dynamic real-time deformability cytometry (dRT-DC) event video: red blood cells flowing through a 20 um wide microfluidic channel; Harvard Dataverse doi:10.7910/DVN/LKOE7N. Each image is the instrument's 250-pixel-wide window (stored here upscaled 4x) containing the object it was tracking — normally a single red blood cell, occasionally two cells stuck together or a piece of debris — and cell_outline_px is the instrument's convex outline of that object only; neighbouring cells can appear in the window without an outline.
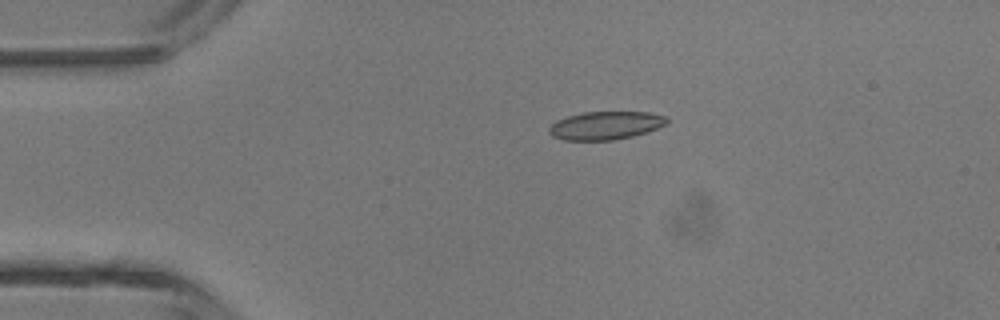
{"species": "common noctule bat (a hibernating species)", "species_latin": "Nyctalus noctula", "temperature_condition": "room temperature", "stored_images_in_passage": 4, "camera_frame_rate_fps": 3000, "um_per_image_px": 0.085, "animal": {"sex": "male", "body_mass_g": 13.3}, "frame": {"image": 1, "passage_image": 3, "time_ms": 0.667, "image_size_px": [1000, 320], "cell_outline_px": [[668, 124], [632, 136], [616, 140], [564, 140], [552, 136], [548, 132], [548, 128], [556, 120], [568, 116], [584, 112], [648, 112], [668, 116]], "centroid_in_image_um": [51.47, 10.66], "position_along_channel_um": 33.5, "area_um2": 19.36}}